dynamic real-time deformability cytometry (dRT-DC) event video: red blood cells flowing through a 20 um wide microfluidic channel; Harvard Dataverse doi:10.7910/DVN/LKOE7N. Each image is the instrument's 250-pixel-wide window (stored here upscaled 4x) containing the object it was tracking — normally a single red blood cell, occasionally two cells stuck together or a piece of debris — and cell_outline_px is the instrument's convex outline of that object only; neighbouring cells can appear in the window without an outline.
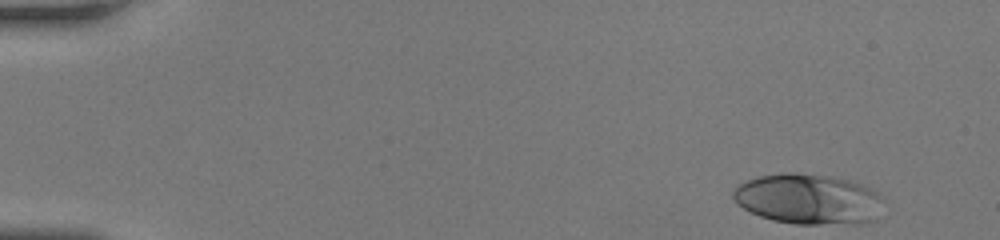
{"species": "human", "species_latin": "Homo sapiens", "temperature_condition": "room temperature", "stored_images_in_passage": 47, "camera_frame_rate_fps": 3000, "um_per_image_px": 0.085, "donor": {"sex": "female"}, "frame": {"image": 1, "passage_image": 1, "time_ms": 0.0, "image_size_px": [1000, 240], "cell_outline_px": [[884, 200], [876, 220], [864, 224], [796, 224], [772, 220], [760, 216], [744, 208], [732, 196], [732, 192], [740, 184], [748, 180], [760, 176], [780, 172], [796, 172], [832, 176], [848, 180], [872, 188], [880, 192]], "centroid_in_image_um": [68.79, 16.93], "position_along_channel_um": 16.2, "area_um2": 44.62}}
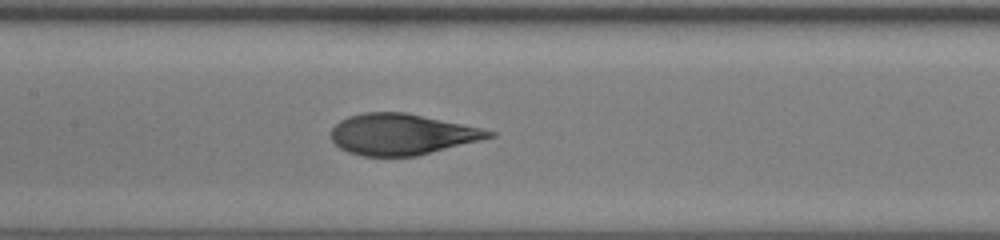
{"frame": {"image": 2, "passage_image": 22, "time_ms": 7.0, "image_size_px": [1000, 240], "cell_outline_px": [[496, 136], [416, 156], [360, 156], [348, 152], [340, 148], [332, 140], [332, 128], [340, 120], [348, 116], [364, 112], [404, 112], [480, 128], [496, 132]], "centroid_in_image_um": [34.12, 11.42], "position_along_channel_um": 173.3, "area_um2": 37.4}}
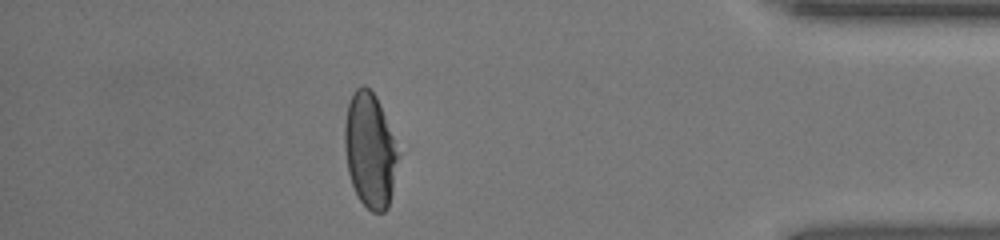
{"frame": {"image": 3, "passage_image": 41, "time_ms": 13.333, "image_size_px": [1000, 240], "cell_outline_px": [[396, 160], [392, 192], [388, 208], [384, 212], [372, 212], [360, 200], [352, 184], [348, 172], [344, 148], [344, 124], [348, 104], [352, 92], [356, 88], [364, 84], [376, 96], [392, 136], [396, 152]], "centroid_in_image_um": [31.39, 12.77], "position_along_channel_um": 403.8, "area_um2": 34.97}, "authors_computed_cell_mechanics": {"area_um2": 39.1306, "velocity_mm_per_s": 4.2239, "shape_relaxation_time_tau1_ms": 4.8899, "shape_relaxation_time_tau2_ms": 0.6176, "deformation_change_tau1": 0.2054, "deformation_change_tau2": 0.0597}}